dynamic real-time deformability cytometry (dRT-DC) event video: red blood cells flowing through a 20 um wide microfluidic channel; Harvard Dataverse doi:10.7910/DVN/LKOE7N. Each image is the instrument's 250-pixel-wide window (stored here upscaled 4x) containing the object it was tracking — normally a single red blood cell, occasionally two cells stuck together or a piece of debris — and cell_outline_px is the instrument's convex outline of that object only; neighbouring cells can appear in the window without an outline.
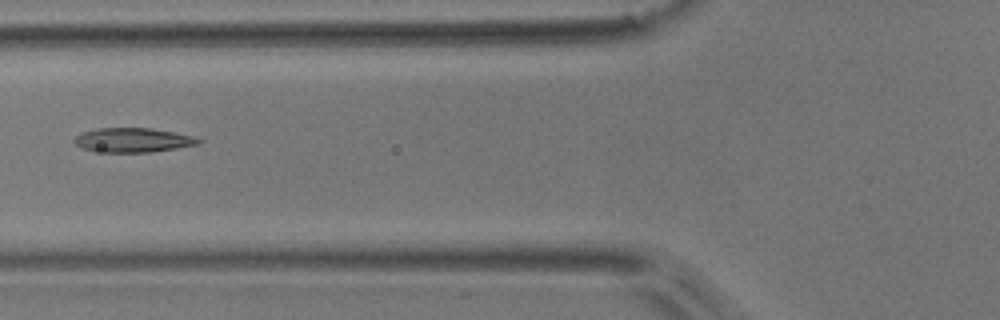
{"species": "common noctule bat (a hibernating species)", "species_latin": "Nyctalus noctula", "temperature_condition": "room temperature", "stored_images_in_passage": 3, "camera_frame_rate_fps": 3000, "um_per_image_px": 0.085, "animal": {"sex": "male", "body_mass_g": 17.9}, "frame": {"image": 1, "passage_image": 2, "time_ms": 0.333, "image_size_px": [1000, 320], "cell_outline_px": [[204, 140], [200, 144], [152, 152], [92, 152], [76, 144], [72, 140], [76, 136], [84, 132], [100, 128], [148, 128], [172, 132], [192, 136]], "centroid_in_image_um": [11.3, 11.92], "position_along_channel_um": 114.5, "area_um2": 17.51}}
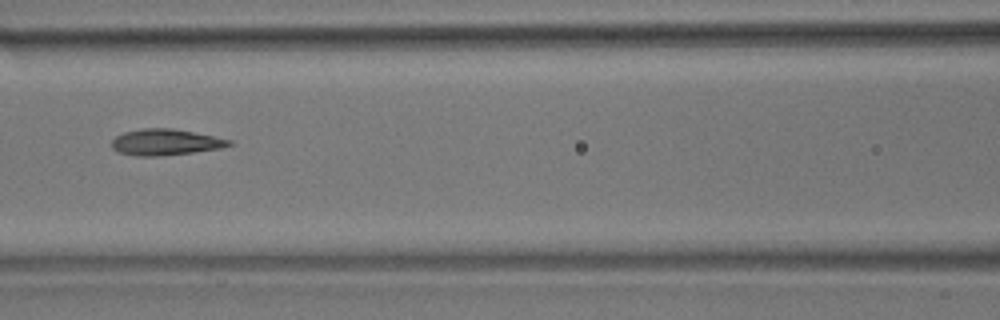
{"frame": {"image": 2, "passage_image": 3, "time_ms": 0.667, "image_size_px": [1000, 320], "cell_outline_px": [[232, 144], [220, 148], [192, 152], [156, 156], [136, 156], [116, 152], [112, 148], [112, 140], [116, 136], [124, 132], [140, 128], [172, 128], [232, 140]], "centroid_in_image_um": [14.0, 12.08], "position_along_channel_um": 152.6, "area_um2": 17.74}}